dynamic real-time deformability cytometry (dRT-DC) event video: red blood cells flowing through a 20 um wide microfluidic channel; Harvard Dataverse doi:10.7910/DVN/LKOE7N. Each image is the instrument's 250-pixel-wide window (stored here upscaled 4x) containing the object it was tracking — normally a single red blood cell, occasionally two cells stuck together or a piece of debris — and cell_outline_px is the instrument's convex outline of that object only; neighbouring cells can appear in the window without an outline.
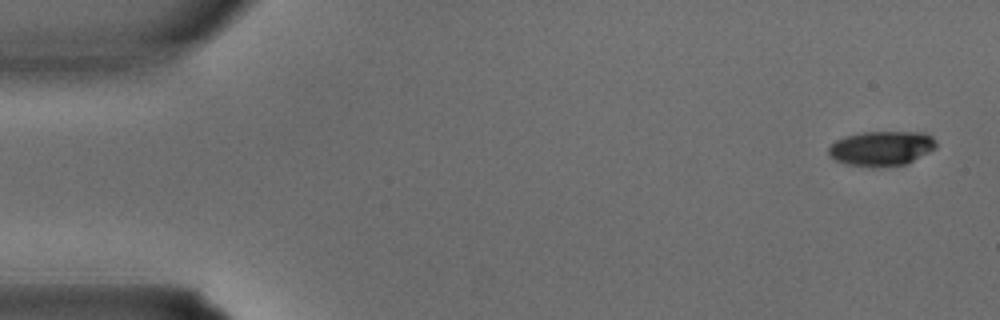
{"species": "common noctule bat (a hibernating species)", "species_latin": "Nyctalus noctula", "temperature_condition": "warm", "stored_images_in_passage": 2, "camera_frame_rate_fps": 3000, "um_per_image_px": 0.085, "animal": {"sex": "male", "body_mass_g": 15.6}, "frame": {"image": 1, "passage_image": 1, "time_ms": 0.0, "image_size_px": [1000, 320], "cell_outline_px": [[936, 148], [908, 164], [848, 164], [836, 160], [828, 156], [828, 148], [836, 140], [844, 136], [864, 132], [924, 132], [932, 136], [936, 140]], "centroid_in_image_um": [74.96, 12.56], "position_along_channel_um": 10.0, "area_um2": 21.21}}